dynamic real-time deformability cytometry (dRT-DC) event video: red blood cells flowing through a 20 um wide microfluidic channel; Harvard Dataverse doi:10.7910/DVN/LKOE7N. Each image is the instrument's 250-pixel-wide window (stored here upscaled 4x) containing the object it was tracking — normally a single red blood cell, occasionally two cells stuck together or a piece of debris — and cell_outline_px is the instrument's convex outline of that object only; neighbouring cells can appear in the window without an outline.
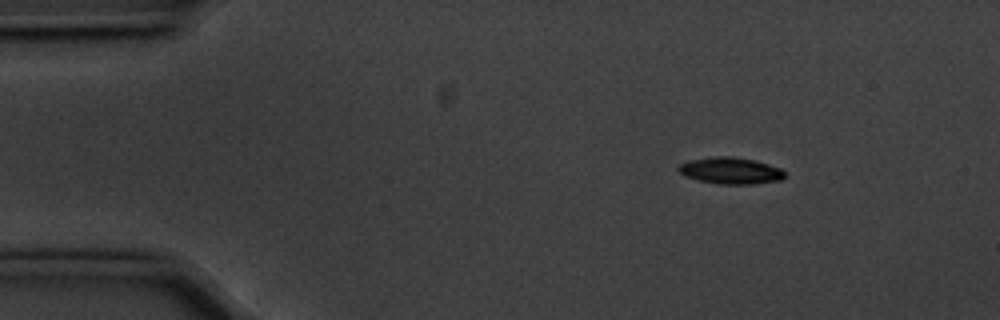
{"species": "common noctule bat (a hibernating species)", "species_latin": "Nyctalus noctula", "temperature_condition": "cold", "stored_images_in_passage": 49, "camera_frame_rate_fps": 3000, "um_per_image_px": 0.085, "animal": {"sex": "male", "body_mass_g": 20.1, "forearm_length_mm": 53.5}, "frame": {"image": 1, "passage_image": 1, "time_ms": 0.0, "image_size_px": [1000, 320], "cell_outline_px": [[784, 176], [780, 180], [752, 184], [720, 184], [700, 180], [684, 176], [676, 168], [680, 164], [688, 160], [716, 156], [732, 156], [756, 160], [780, 168], [784, 172]], "centroid_in_image_um": [62.07, 14.49], "position_along_channel_um": 22.9, "area_um2": 16.42}}
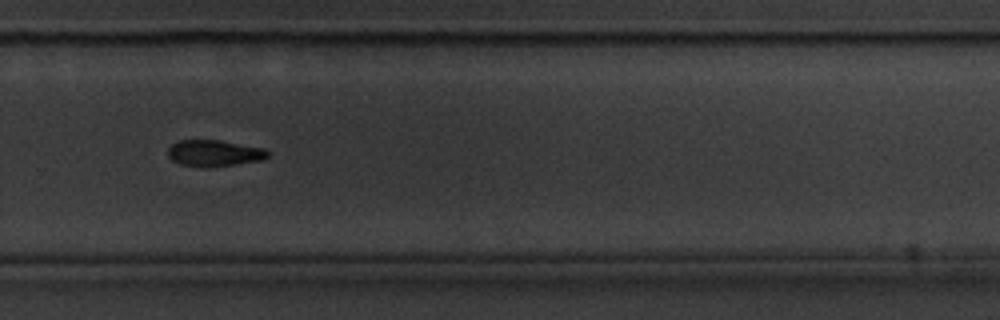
{"frame": {"image": 2, "passage_image": 31, "time_ms": 10.0, "image_size_px": [1000, 320], "cell_outline_px": [[268, 156], [264, 160], [208, 168], [204, 168], [180, 164], [172, 160], [168, 156], [168, 148], [172, 144], [180, 140], [220, 140], [264, 148], [268, 152]], "centroid_in_image_um": [18.2, 13.03], "position_along_channel_um": 311.6, "area_um2": 15.49}}
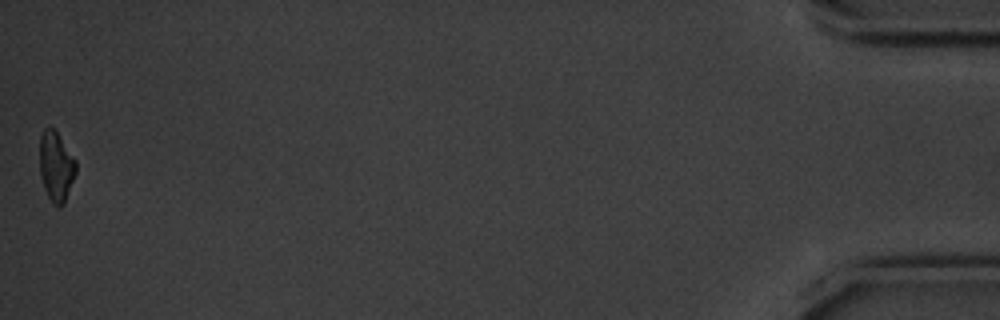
{"frame": {"image": 3, "passage_image": 49, "time_ms": 16.0, "image_size_px": [1000, 320], "cell_outline_px": [[76, 172], [64, 204], [60, 208], [52, 204], [44, 188], [40, 176], [40, 136], [44, 128], [48, 124], [56, 132], [76, 160]], "centroid_in_image_um": [4.76, 14.16], "position_along_channel_um": 430.4, "area_um2": 14.8}, "authors_computed_cell_mechanics": {"area_um2": 16.1262, "velocity_mm_per_s": 3.5808, "shape_relaxation_time_tau1_ms": 1.7387, "shape_relaxation_time_tau2_ms": null, "deformation_change_tau1": 0.1393, "deformation_change_tau2": null}}